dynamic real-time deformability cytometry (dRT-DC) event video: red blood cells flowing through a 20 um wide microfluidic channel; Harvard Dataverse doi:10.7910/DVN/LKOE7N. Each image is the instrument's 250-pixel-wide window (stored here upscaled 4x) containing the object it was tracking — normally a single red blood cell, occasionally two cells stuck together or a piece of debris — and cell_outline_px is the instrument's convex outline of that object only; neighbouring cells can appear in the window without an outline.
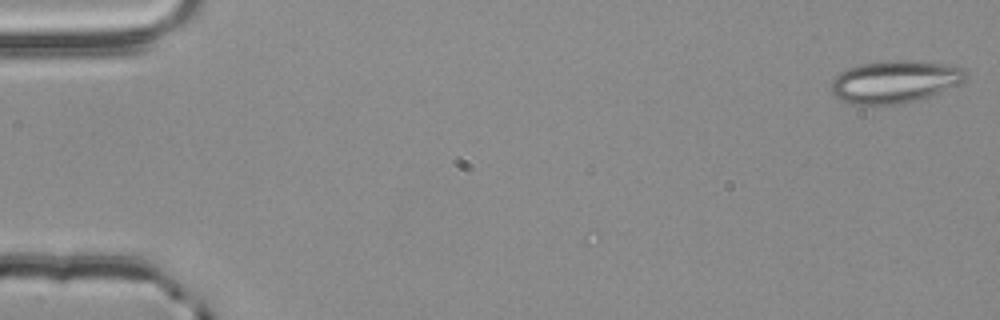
{"species": "common noctule bat (a hibernating species)", "species_latin": "Nyctalus noctula", "temperature_condition": "room temperature", "stored_images_in_passage": 53, "camera_frame_rate_fps": 3000, "um_per_image_px": 0.085, "animal": {"sex": "male", "body_mass_g": 20.4}, "frame": {"image": 1, "passage_image": 1, "time_ms": 0.0, "image_size_px": [1000, 320], "cell_outline_px": [[968, 76], [964, 80], [956, 84], [928, 96], [904, 104], [852, 104], [840, 100], [832, 92], [832, 80], [840, 72], [848, 68], [864, 64], [884, 60], [912, 60], [956, 64], [964, 68], [968, 72]], "centroid_in_image_um": [76.09, 6.92], "position_along_channel_um": 8.9, "area_um2": 33.29}}
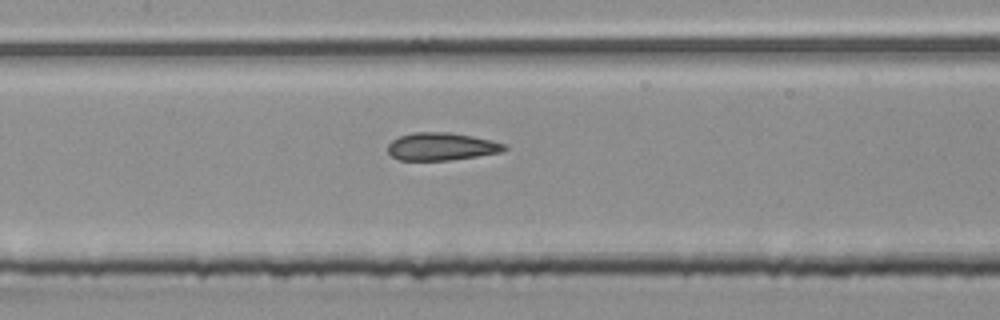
{"frame": {"image": 2, "passage_image": 26, "time_ms": 8.333, "image_size_px": [1000, 320], "cell_outline_px": [[508, 148], [504, 152], [452, 160], [400, 160], [392, 156], [388, 152], [388, 144], [392, 140], [400, 136], [412, 132], [448, 132], [472, 136], [492, 140], [508, 144]], "centroid_in_image_um": [37.58, 12.45], "position_along_channel_um": 169.8, "area_um2": 19.02}}
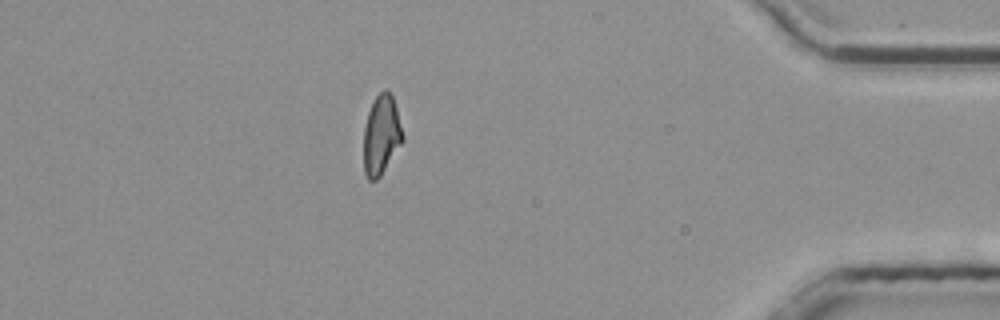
{"frame": {"image": 3, "passage_image": 48, "time_ms": 15.667, "image_size_px": [1000, 320], "cell_outline_px": [[404, 140], [380, 176], [376, 180], [368, 180], [364, 172], [364, 128], [368, 112], [372, 100], [384, 88], [388, 88], [392, 96], [396, 108], [404, 136]], "centroid_in_image_um": [32.41, 11.45], "position_along_channel_um": 402.8, "area_um2": 18.15}, "authors_computed_cell_mechanics": {"area_um2": 19.4208, "velocity_mm_per_s": 3.7974, "shape_relaxation_time_tau1_ms": null, "shape_relaxation_time_tau2_ms": 2.0215, "deformation_change_tau1": null, "deformation_change_tau2": 0.1001}}